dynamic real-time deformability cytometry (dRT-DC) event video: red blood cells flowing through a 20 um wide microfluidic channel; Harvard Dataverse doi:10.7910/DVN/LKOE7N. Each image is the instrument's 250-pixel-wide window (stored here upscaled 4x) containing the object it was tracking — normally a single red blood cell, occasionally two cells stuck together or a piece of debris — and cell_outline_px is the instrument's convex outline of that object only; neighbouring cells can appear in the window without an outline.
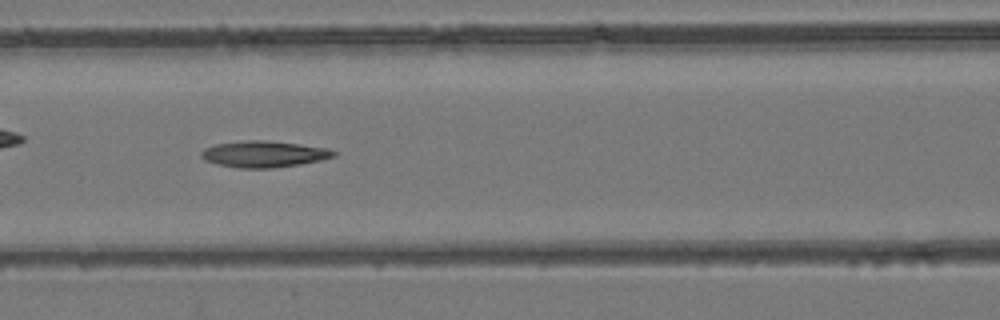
{"species": "common noctule bat (a hibernating species)", "species_latin": "Nyctalus noctula", "temperature_condition": "room temperature", "stored_images_in_passage": 52, "camera_frame_rate_fps": 3000, "um_per_image_px": 0.085, "animal": {"sex": "female", "body_mass_g": 24.6, "forearm_length_mm": 56.2}, "frame": {"image": 1, "passage_image": 22, "time_ms": 7.0, "image_size_px": [1000, 320], "cell_outline_px": [[336, 156], [320, 160], [300, 164], [272, 168], [236, 168], [216, 164], [204, 160], [200, 156], [200, 152], [204, 148], [216, 144], [244, 140], [264, 140], [296, 144], [324, 148], [336, 152]], "centroid_in_image_um": [22.35, 13.1], "position_along_channel_um": 144.2, "area_um2": 20.23}}
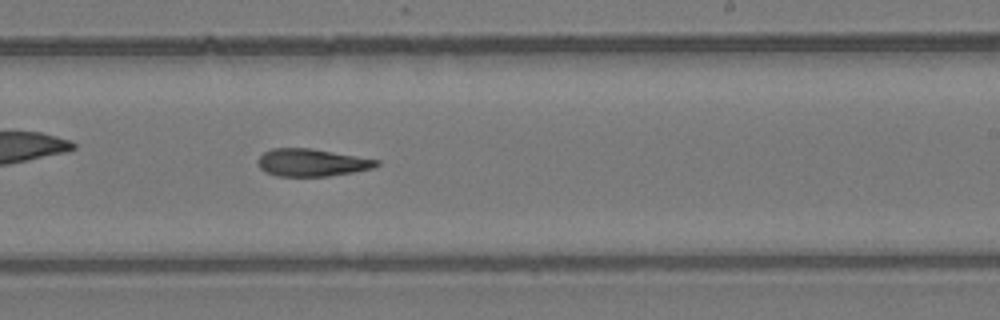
{"frame": {"image": 2, "passage_image": 31, "time_ms": 10.0, "image_size_px": [1000, 320], "cell_outline_px": [[380, 164], [372, 168], [352, 172], [328, 176], [276, 176], [264, 172], [256, 164], [256, 160], [264, 152], [272, 148], [312, 148], [380, 160]], "centroid_in_image_um": [26.46, 13.81], "position_along_channel_um": 262.5, "area_um2": 19.13}}
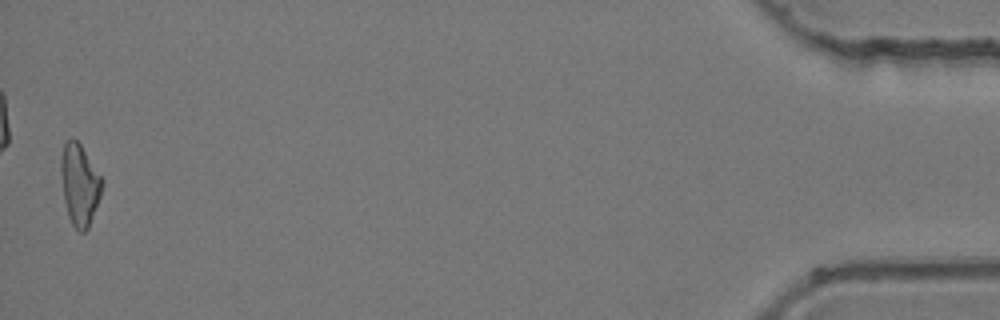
{"frame": {"image": 3, "passage_image": 51, "time_ms": 16.667, "image_size_px": [1000, 320], "cell_outline_px": [[104, 180], [100, 196], [88, 228], [84, 232], [80, 232], [72, 224], [68, 216], [64, 200], [60, 172], [60, 160], [64, 140], [76, 140], [80, 144]], "centroid_in_image_um": [6.75, 15.68], "position_along_channel_um": 428.4, "area_um2": 19.42}}